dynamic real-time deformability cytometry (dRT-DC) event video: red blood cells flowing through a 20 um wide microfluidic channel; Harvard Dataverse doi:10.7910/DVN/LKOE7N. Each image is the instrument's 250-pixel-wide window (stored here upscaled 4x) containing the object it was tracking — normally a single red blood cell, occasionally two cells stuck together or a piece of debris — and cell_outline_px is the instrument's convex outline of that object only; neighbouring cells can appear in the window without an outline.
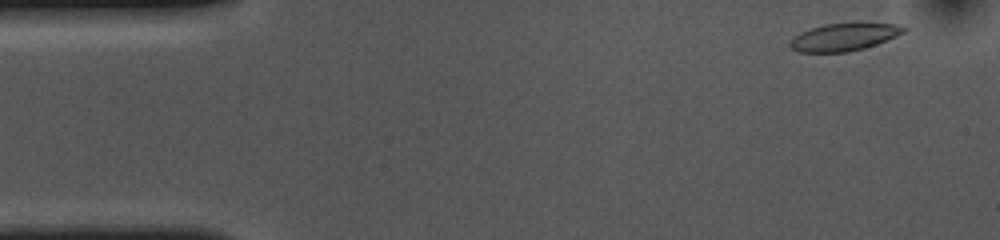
{"species": "common noctule bat (a hibernating species)", "species_latin": "Nyctalus noctula", "temperature_condition": "cold", "stored_images_in_passage": 53, "camera_frame_rate_fps": 3000, "um_per_image_px": 0.085, "animal": {"sex": "female", "body_mass_g": 10.0, "forearm_length_mm": 53.1}, "frame": {"image": 1, "passage_image": 2, "time_ms": 0.333, "image_size_px": [1000, 240], "cell_outline_px": [[908, 28], [904, 32], [896, 36], [876, 44], [864, 48], [848, 52], [800, 52], [792, 48], [788, 44], [800, 32], [824, 24], [856, 20], [896, 24]], "centroid_in_image_um": [71.8, 3.09], "position_along_channel_um": 13.2, "area_um2": 18.79}}
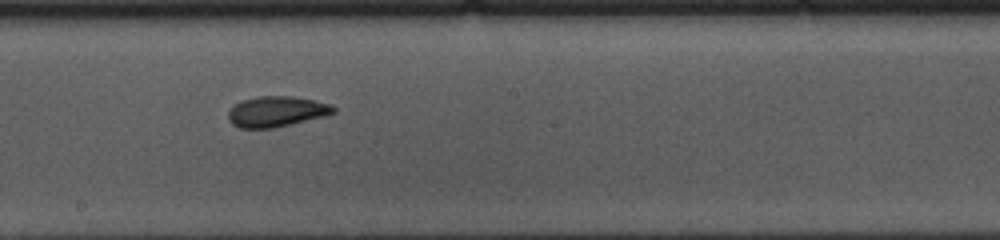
{"frame": {"image": 2, "passage_image": 27, "time_ms": 8.667, "image_size_px": [1000, 240], "cell_outline_px": [[336, 112], [324, 116], [272, 128], [240, 128], [232, 124], [228, 120], [228, 112], [240, 100], [260, 96], [292, 96], [332, 104], [336, 108]], "centroid_in_image_um": [23.49, 9.47], "position_along_channel_um": 224.7, "area_um2": 18.61}}
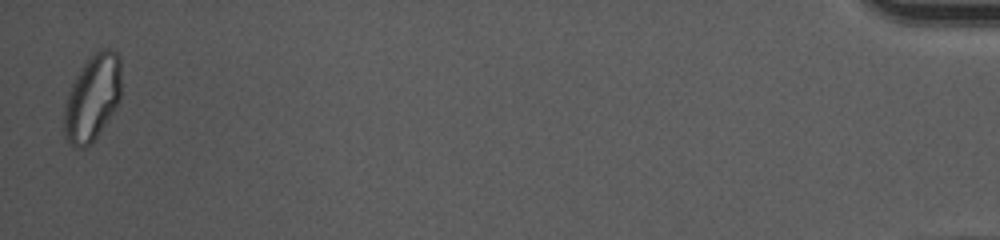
{"frame": {"image": 3, "passage_image": 52, "time_ms": 17.0, "image_size_px": [1000, 240], "cell_outline_px": [[120, 100], [88, 148], [80, 148], [72, 144], [68, 140], [64, 132], [64, 104], [68, 92], [80, 68], [100, 48], [112, 48], [120, 56]], "centroid_in_image_um": [7.85, 8.28], "position_along_channel_um": 427.3, "area_um2": 28.38}, "authors_computed_cell_mechanics": {"area_um2": 18.9584, "velocity_mm_per_s": 3.6155, "shape_relaxation_time_tau1_ms": 8.0061, "shape_relaxation_time_tau2_ms": 3.4884, "deformation_change_tau1": 0.1736, "deformation_change_tau2": 0.0861}}